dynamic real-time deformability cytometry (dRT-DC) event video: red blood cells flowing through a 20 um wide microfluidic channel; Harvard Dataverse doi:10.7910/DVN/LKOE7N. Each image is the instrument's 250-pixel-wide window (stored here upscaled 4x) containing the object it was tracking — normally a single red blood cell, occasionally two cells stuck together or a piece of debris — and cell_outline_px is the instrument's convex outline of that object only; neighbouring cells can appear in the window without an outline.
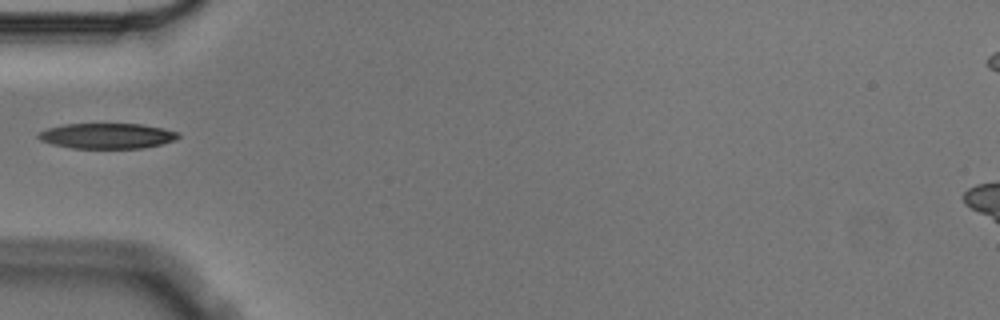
{"species": "Egyptian fruit bat (a non-hibernating species)", "species_latin": "Rousettus aegyptiacus", "temperature_condition": "cold", "stored_images_in_passage": 7, "camera_frame_rate_fps": 3000, "um_per_image_px": 0.085, "animal": {"sex": "male"}, "frame": {"image": 1, "passage_image": 6, "time_ms": 1.667, "image_size_px": [1000, 320], "cell_outline_px": [[180, 136], [176, 140], [144, 148], [72, 148], [52, 144], [40, 140], [36, 136], [40, 132], [48, 128], [64, 124], [144, 124], [164, 128], [180, 132]], "centroid_in_image_um": [9.14, 11.55], "position_along_channel_um": 75.9, "area_um2": 20.81}}
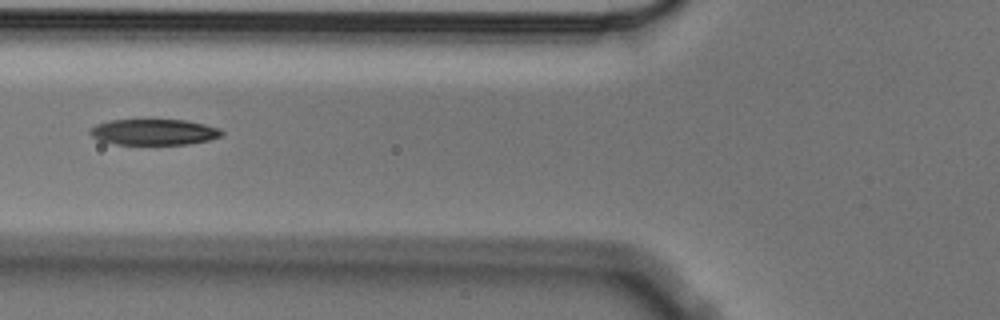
{"frame": {"image": 2, "passage_image": 7, "time_ms": 2.0, "image_size_px": [1000, 320], "cell_outline_px": [[224, 132], [220, 136], [208, 140], [188, 144], [116, 144], [100, 140], [92, 136], [88, 132], [96, 124], [108, 120], [144, 116], [184, 120], [204, 124], [220, 128]], "centroid_in_image_um": [13.04, 11.16], "position_along_channel_um": 112.8, "area_um2": 20.81}}